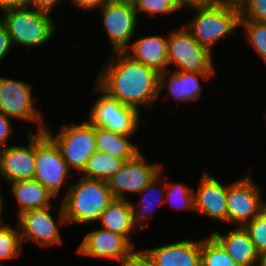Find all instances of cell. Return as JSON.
I'll use <instances>...</instances> for the list:
<instances>
[{
  "mask_svg": "<svg viewBox=\"0 0 266 266\" xmlns=\"http://www.w3.org/2000/svg\"><path fill=\"white\" fill-rule=\"evenodd\" d=\"M95 84L121 104L152 109L159 99V73L132 60L124 52H114L105 60Z\"/></svg>",
  "mask_w": 266,
  "mask_h": 266,
  "instance_id": "cell-1",
  "label": "cell"
},
{
  "mask_svg": "<svg viewBox=\"0 0 266 266\" xmlns=\"http://www.w3.org/2000/svg\"><path fill=\"white\" fill-rule=\"evenodd\" d=\"M113 199L106 181L80 176L78 181L70 184L60 203L67 225L73 223L90 226L92 222L94 224L99 220L101 213Z\"/></svg>",
  "mask_w": 266,
  "mask_h": 266,
  "instance_id": "cell-2",
  "label": "cell"
},
{
  "mask_svg": "<svg viewBox=\"0 0 266 266\" xmlns=\"http://www.w3.org/2000/svg\"><path fill=\"white\" fill-rule=\"evenodd\" d=\"M0 18L5 24L13 46L41 48L55 36L56 22L51 14L34 8H11L2 11Z\"/></svg>",
  "mask_w": 266,
  "mask_h": 266,
  "instance_id": "cell-3",
  "label": "cell"
},
{
  "mask_svg": "<svg viewBox=\"0 0 266 266\" xmlns=\"http://www.w3.org/2000/svg\"><path fill=\"white\" fill-rule=\"evenodd\" d=\"M192 10L194 17L184 26L212 54L219 41L226 40V37L235 35L238 28L241 29V10L238 8L219 4Z\"/></svg>",
  "mask_w": 266,
  "mask_h": 266,
  "instance_id": "cell-4",
  "label": "cell"
},
{
  "mask_svg": "<svg viewBox=\"0 0 266 266\" xmlns=\"http://www.w3.org/2000/svg\"><path fill=\"white\" fill-rule=\"evenodd\" d=\"M168 33V70L216 74L213 54L200 45L185 26Z\"/></svg>",
  "mask_w": 266,
  "mask_h": 266,
  "instance_id": "cell-5",
  "label": "cell"
},
{
  "mask_svg": "<svg viewBox=\"0 0 266 266\" xmlns=\"http://www.w3.org/2000/svg\"><path fill=\"white\" fill-rule=\"evenodd\" d=\"M44 131L59 148L69 170H75L79 173L77 175H80L88 159L96 152L95 126L86 119L78 124L63 123L56 135L47 127Z\"/></svg>",
  "mask_w": 266,
  "mask_h": 266,
  "instance_id": "cell-6",
  "label": "cell"
},
{
  "mask_svg": "<svg viewBox=\"0 0 266 266\" xmlns=\"http://www.w3.org/2000/svg\"><path fill=\"white\" fill-rule=\"evenodd\" d=\"M92 90V93H97L98 97L87 114L89 115L87 120L91 124L128 136L138 133L142 120L141 112L108 96L95 83Z\"/></svg>",
  "mask_w": 266,
  "mask_h": 266,
  "instance_id": "cell-7",
  "label": "cell"
},
{
  "mask_svg": "<svg viewBox=\"0 0 266 266\" xmlns=\"http://www.w3.org/2000/svg\"><path fill=\"white\" fill-rule=\"evenodd\" d=\"M72 175L66 161L54 141L45 131L35 133L34 179L44 185L56 198L62 188L69 189L68 178Z\"/></svg>",
  "mask_w": 266,
  "mask_h": 266,
  "instance_id": "cell-8",
  "label": "cell"
},
{
  "mask_svg": "<svg viewBox=\"0 0 266 266\" xmlns=\"http://www.w3.org/2000/svg\"><path fill=\"white\" fill-rule=\"evenodd\" d=\"M33 84L0 75V112L11 119L31 122L42 132L47 127L42 112L35 107Z\"/></svg>",
  "mask_w": 266,
  "mask_h": 266,
  "instance_id": "cell-9",
  "label": "cell"
},
{
  "mask_svg": "<svg viewBox=\"0 0 266 266\" xmlns=\"http://www.w3.org/2000/svg\"><path fill=\"white\" fill-rule=\"evenodd\" d=\"M53 206L33 209L23 212L17 217L21 241L35 243L40 247H49L63 244L60 228L67 225L64 211L60 204L58 215L54 217L51 213ZM56 218V219H54ZM63 224V225H62ZM61 226V227H60Z\"/></svg>",
  "mask_w": 266,
  "mask_h": 266,
  "instance_id": "cell-10",
  "label": "cell"
},
{
  "mask_svg": "<svg viewBox=\"0 0 266 266\" xmlns=\"http://www.w3.org/2000/svg\"><path fill=\"white\" fill-rule=\"evenodd\" d=\"M261 189L250 170L242 178L227 183V225L244 226L266 207Z\"/></svg>",
  "mask_w": 266,
  "mask_h": 266,
  "instance_id": "cell-11",
  "label": "cell"
},
{
  "mask_svg": "<svg viewBox=\"0 0 266 266\" xmlns=\"http://www.w3.org/2000/svg\"><path fill=\"white\" fill-rule=\"evenodd\" d=\"M104 32L114 52H124L138 31L140 19L133 4L107 1L100 9Z\"/></svg>",
  "mask_w": 266,
  "mask_h": 266,
  "instance_id": "cell-12",
  "label": "cell"
},
{
  "mask_svg": "<svg viewBox=\"0 0 266 266\" xmlns=\"http://www.w3.org/2000/svg\"><path fill=\"white\" fill-rule=\"evenodd\" d=\"M164 169L163 163H147L144 153L125 161L107 181L114 198L128 200V194L138 195Z\"/></svg>",
  "mask_w": 266,
  "mask_h": 266,
  "instance_id": "cell-13",
  "label": "cell"
},
{
  "mask_svg": "<svg viewBox=\"0 0 266 266\" xmlns=\"http://www.w3.org/2000/svg\"><path fill=\"white\" fill-rule=\"evenodd\" d=\"M86 233L76 248L77 255L117 261L120 266H126L137 250L124 236L101 227Z\"/></svg>",
  "mask_w": 266,
  "mask_h": 266,
  "instance_id": "cell-14",
  "label": "cell"
},
{
  "mask_svg": "<svg viewBox=\"0 0 266 266\" xmlns=\"http://www.w3.org/2000/svg\"><path fill=\"white\" fill-rule=\"evenodd\" d=\"M26 135L27 144H11L0 149V178L6 183L34 179L35 175V132Z\"/></svg>",
  "mask_w": 266,
  "mask_h": 266,
  "instance_id": "cell-15",
  "label": "cell"
},
{
  "mask_svg": "<svg viewBox=\"0 0 266 266\" xmlns=\"http://www.w3.org/2000/svg\"><path fill=\"white\" fill-rule=\"evenodd\" d=\"M226 195L227 183L224 184L204 169L197 188H194V213L226 225Z\"/></svg>",
  "mask_w": 266,
  "mask_h": 266,
  "instance_id": "cell-16",
  "label": "cell"
},
{
  "mask_svg": "<svg viewBox=\"0 0 266 266\" xmlns=\"http://www.w3.org/2000/svg\"><path fill=\"white\" fill-rule=\"evenodd\" d=\"M156 266H202L201 239H183L141 249Z\"/></svg>",
  "mask_w": 266,
  "mask_h": 266,
  "instance_id": "cell-17",
  "label": "cell"
},
{
  "mask_svg": "<svg viewBox=\"0 0 266 266\" xmlns=\"http://www.w3.org/2000/svg\"><path fill=\"white\" fill-rule=\"evenodd\" d=\"M171 71V72H170ZM215 74L182 72L167 70L159 75V98L164 90H168L169 98L177 102L190 103L200 99L203 93V82L211 80Z\"/></svg>",
  "mask_w": 266,
  "mask_h": 266,
  "instance_id": "cell-18",
  "label": "cell"
},
{
  "mask_svg": "<svg viewBox=\"0 0 266 266\" xmlns=\"http://www.w3.org/2000/svg\"><path fill=\"white\" fill-rule=\"evenodd\" d=\"M167 36L155 34L146 35L132 40L130 46L124 51L132 60L143 63L157 71L159 74L168 70Z\"/></svg>",
  "mask_w": 266,
  "mask_h": 266,
  "instance_id": "cell-19",
  "label": "cell"
},
{
  "mask_svg": "<svg viewBox=\"0 0 266 266\" xmlns=\"http://www.w3.org/2000/svg\"><path fill=\"white\" fill-rule=\"evenodd\" d=\"M162 169L160 173L138 194V203L130 200L133 226L142 232L147 229L148 221L153 218L156 208L164 207L166 195V178L164 179ZM162 177V178H161ZM158 193V194H157ZM147 224V225H146Z\"/></svg>",
  "mask_w": 266,
  "mask_h": 266,
  "instance_id": "cell-20",
  "label": "cell"
},
{
  "mask_svg": "<svg viewBox=\"0 0 266 266\" xmlns=\"http://www.w3.org/2000/svg\"><path fill=\"white\" fill-rule=\"evenodd\" d=\"M210 233L221 243L234 262L241 266H259L260 254L243 226H235L225 234L219 233L218 230Z\"/></svg>",
  "mask_w": 266,
  "mask_h": 266,
  "instance_id": "cell-21",
  "label": "cell"
},
{
  "mask_svg": "<svg viewBox=\"0 0 266 266\" xmlns=\"http://www.w3.org/2000/svg\"><path fill=\"white\" fill-rule=\"evenodd\" d=\"M10 185L17 207V217L25 211L53 206L56 197L36 179L17 180Z\"/></svg>",
  "mask_w": 266,
  "mask_h": 266,
  "instance_id": "cell-22",
  "label": "cell"
},
{
  "mask_svg": "<svg viewBox=\"0 0 266 266\" xmlns=\"http://www.w3.org/2000/svg\"><path fill=\"white\" fill-rule=\"evenodd\" d=\"M97 222L101 228L124 236L135 247L131 237L137 229L133 226L130 199L114 198Z\"/></svg>",
  "mask_w": 266,
  "mask_h": 266,
  "instance_id": "cell-23",
  "label": "cell"
},
{
  "mask_svg": "<svg viewBox=\"0 0 266 266\" xmlns=\"http://www.w3.org/2000/svg\"><path fill=\"white\" fill-rule=\"evenodd\" d=\"M132 137V138H131ZM96 151L110 154L125 161L133 159L141 152L133 136L95 126Z\"/></svg>",
  "mask_w": 266,
  "mask_h": 266,
  "instance_id": "cell-24",
  "label": "cell"
},
{
  "mask_svg": "<svg viewBox=\"0 0 266 266\" xmlns=\"http://www.w3.org/2000/svg\"><path fill=\"white\" fill-rule=\"evenodd\" d=\"M125 163V160L110 154L96 151L88 159L87 164L80 174L88 179L108 181Z\"/></svg>",
  "mask_w": 266,
  "mask_h": 266,
  "instance_id": "cell-25",
  "label": "cell"
},
{
  "mask_svg": "<svg viewBox=\"0 0 266 266\" xmlns=\"http://www.w3.org/2000/svg\"><path fill=\"white\" fill-rule=\"evenodd\" d=\"M23 247L19 226L14 228L5 222L0 223V266H6L5 261L19 258Z\"/></svg>",
  "mask_w": 266,
  "mask_h": 266,
  "instance_id": "cell-26",
  "label": "cell"
},
{
  "mask_svg": "<svg viewBox=\"0 0 266 266\" xmlns=\"http://www.w3.org/2000/svg\"><path fill=\"white\" fill-rule=\"evenodd\" d=\"M201 257L202 266H241L233 261L211 233L201 238Z\"/></svg>",
  "mask_w": 266,
  "mask_h": 266,
  "instance_id": "cell-27",
  "label": "cell"
},
{
  "mask_svg": "<svg viewBox=\"0 0 266 266\" xmlns=\"http://www.w3.org/2000/svg\"><path fill=\"white\" fill-rule=\"evenodd\" d=\"M168 203L170 208L177 210L194 211V188L183 182H170L166 180V195L164 205Z\"/></svg>",
  "mask_w": 266,
  "mask_h": 266,
  "instance_id": "cell-28",
  "label": "cell"
},
{
  "mask_svg": "<svg viewBox=\"0 0 266 266\" xmlns=\"http://www.w3.org/2000/svg\"><path fill=\"white\" fill-rule=\"evenodd\" d=\"M240 27L244 29L243 34L247 37V42L266 64V22L240 20Z\"/></svg>",
  "mask_w": 266,
  "mask_h": 266,
  "instance_id": "cell-29",
  "label": "cell"
},
{
  "mask_svg": "<svg viewBox=\"0 0 266 266\" xmlns=\"http://www.w3.org/2000/svg\"><path fill=\"white\" fill-rule=\"evenodd\" d=\"M136 13L140 18L141 13L145 17H157V15H172L180 13V7L176 0H138L135 5ZM147 15V16H146Z\"/></svg>",
  "mask_w": 266,
  "mask_h": 266,
  "instance_id": "cell-30",
  "label": "cell"
},
{
  "mask_svg": "<svg viewBox=\"0 0 266 266\" xmlns=\"http://www.w3.org/2000/svg\"><path fill=\"white\" fill-rule=\"evenodd\" d=\"M243 227L248 232L256 251L262 254L266 250V207Z\"/></svg>",
  "mask_w": 266,
  "mask_h": 266,
  "instance_id": "cell-31",
  "label": "cell"
},
{
  "mask_svg": "<svg viewBox=\"0 0 266 266\" xmlns=\"http://www.w3.org/2000/svg\"><path fill=\"white\" fill-rule=\"evenodd\" d=\"M241 20L266 22V0H248L241 8Z\"/></svg>",
  "mask_w": 266,
  "mask_h": 266,
  "instance_id": "cell-32",
  "label": "cell"
},
{
  "mask_svg": "<svg viewBox=\"0 0 266 266\" xmlns=\"http://www.w3.org/2000/svg\"><path fill=\"white\" fill-rule=\"evenodd\" d=\"M12 124V119L0 112V149L9 146V139L15 131Z\"/></svg>",
  "mask_w": 266,
  "mask_h": 266,
  "instance_id": "cell-33",
  "label": "cell"
},
{
  "mask_svg": "<svg viewBox=\"0 0 266 266\" xmlns=\"http://www.w3.org/2000/svg\"><path fill=\"white\" fill-rule=\"evenodd\" d=\"M13 43L8 34L7 28L3 21L0 19V63L5 60L9 52H11L13 48Z\"/></svg>",
  "mask_w": 266,
  "mask_h": 266,
  "instance_id": "cell-34",
  "label": "cell"
},
{
  "mask_svg": "<svg viewBox=\"0 0 266 266\" xmlns=\"http://www.w3.org/2000/svg\"><path fill=\"white\" fill-rule=\"evenodd\" d=\"M64 1L66 0H31L30 7L52 15L57 10V7L62 6Z\"/></svg>",
  "mask_w": 266,
  "mask_h": 266,
  "instance_id": "cell-35",
  "label": "cell"
},
{
  "mask_svg": "<svg viewBox=\"0 0 266 266\" xmlns=\"http://www.w3.org/2000/svg\"><path fill=\"white\" fill-rule=\"evenodd\" d=\"M178 4L181 11L186 8L192 11V9L196 8L213 7L219 5V0H178Z\"/></svg>",
  "mask_w": 266,
  "mask_h": 266,
  "instance_id": "cell-36",
  "label": "cell"
},
{
  "mask_svg": "<svg viewBox=\"0 0 266 266\" xmlns=\"http://www.w3.org/2000/svg\"><path fill=\"white\" fill-rule=\"evenodd\" d=\"M71 4L77 9L89 12L90 10L100 9L109 0H70Z\"/></svg>",
  "mask_w": 266,
  "mask_h": 266,
  "instance_id": "cell-37",
  "label": "cell"
},
{
  "mask_svg": "<svg viewBox=\"0 0 266 266\" xmlns=\"http://www.w3.org/2000/svg\"><path fill=\"white\" fill-rule=\"evenodd\" d=\"M126 266H156L151 259L142 251L136 250L127 261Z\"/></svg>",
  "mask_w": 266,
  "mask_h": 266,
  "instance_id": "cell-38",
  "label": "cell"
},
{
  "mask_svg": "<svg viewBox=\"0 0 266 266\" xmlns=\"http://www.w3.org/2000/svg\"><path fill=\"white\" fill-rule=\"evenodd\" d=\"M31 0H0L1 12L11 8H27L30 7Z\"/></svg>",
  "mask_w": 266,
  "mask_h": 266,
  "instance_id": "cell-39",
  "label": "cell"
},
{
  "mask_svg": "<svg viewBox=\"0 0 266 266\" xmlns=\"http://www.w3.org/2000/svg\"><path fill=\"white\" fill-rule=\"evenodd\" d=\"M248 2V0H219L220 5L241 8Z\"/></svg>",
  "mask_w": 266,
  "mask_h": 266,
  "instance_id": "cell-40",
  "label": "cell"
},
{
  "mask_svg": "<svg viewBox=\"0 0 266 266\" xmlns=\"http://www.w3.org/2000/svg\"><path fill=\"white\" fill-rule=\"evenodd\" d=\"M4 198H3V194H1V190H0V223H3L5 221H3L2 216H3V209H5L4 206Z\"/></svg>",
  "mask_w": 266,
  "mask_h": 266,
  "instance_id": "cell-41",
  "label": "cell"
},
{
  "mask_svg": "<svg viewBox=\"0 0 266 266\" xmlns=\"http://www.w3.org/2000/svg\"><path fill=\"white\" fill-rule=\"evenodd\" d=\"M259 266H266V250L262 254H260Z\"/></svg>",
  "mask_w": 266,
  "mask_h": 266,
  "instance_id": "cell-42",
  "label": "cell"
},
{
  "mask_svg": "<svg viewBox=\"0 0 266 266\" xmlns=\"http://www.w3.org/2000/svg\"><path fill=\"white\" fill-rule=\"evenodd\" d=\"M115 1L122 2V3H129V4H133V5H135V3H136L138 0H115Z\"/></svg>",
  "mask_w": 266,
  "mask_h": 266,
  "instance_id": "cell-43",
  "label": "cell"
}]
</instances>
